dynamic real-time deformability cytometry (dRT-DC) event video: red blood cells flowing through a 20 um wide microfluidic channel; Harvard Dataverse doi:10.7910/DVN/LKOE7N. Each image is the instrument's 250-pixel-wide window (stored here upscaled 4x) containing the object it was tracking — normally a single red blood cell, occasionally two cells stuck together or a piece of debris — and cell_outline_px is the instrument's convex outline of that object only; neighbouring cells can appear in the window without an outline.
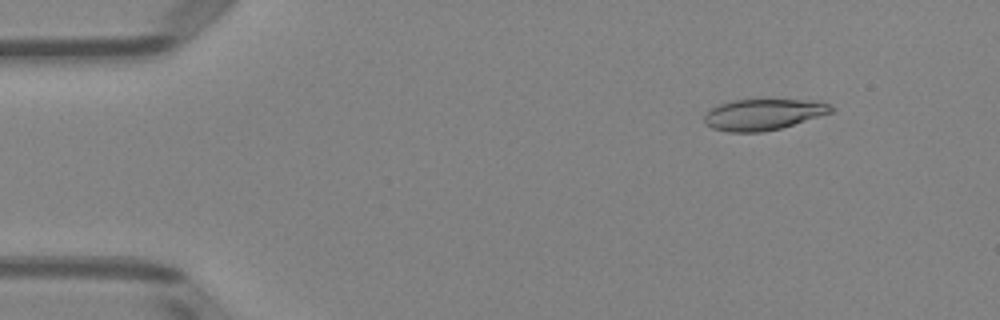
{"species": "Egyptian fruit bat (a non-hibernating species)", "species_latin": "Rousettus aegyptiacus", "temperature_condition": "room temperature", "stored_images_in_passage": 4, "camera_frame_rate_fps": 3000, "um_per_image_px": 0.085, "animal": {"sex": "female"}, "frame": {"image": 1, "passage_image": 2, "time_ms": 1.333, "image_size_px": [1000, 320], "cell_outline_px": [[836, 108], [832, 112], [780, 128], [764, 132], [728, 132], [712, 128], [704, 124], [704, 116], [712, 108], [720, 104], [732, 100], [820, 100]], "centroid_in_image_um": [64.88, 9.73], "position_along_channel_um": 20.1, "area_um2": 22.89}}
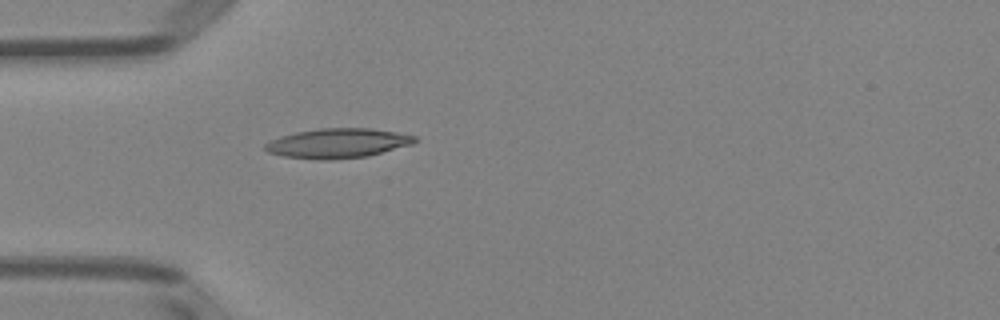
{"frame": {"image": 2, "passage_image": 4, "time_ms": 4.333, "image_size_px": [1000, 320], "cell_outline_px": [[416, 140], [412, 144], [368, 156], [332, 160], [320, 160], [284, 156], [268, 152], [264, 148], [264, 144], [268, 140], [280, 136], [296, 132], [320, 128], [372, 128], [396, 132], [416, 136]], "centroid_in_image_um": [28.67, 12.17], "position_along_channel_um": 56.3, "area_um2": 25.89}}